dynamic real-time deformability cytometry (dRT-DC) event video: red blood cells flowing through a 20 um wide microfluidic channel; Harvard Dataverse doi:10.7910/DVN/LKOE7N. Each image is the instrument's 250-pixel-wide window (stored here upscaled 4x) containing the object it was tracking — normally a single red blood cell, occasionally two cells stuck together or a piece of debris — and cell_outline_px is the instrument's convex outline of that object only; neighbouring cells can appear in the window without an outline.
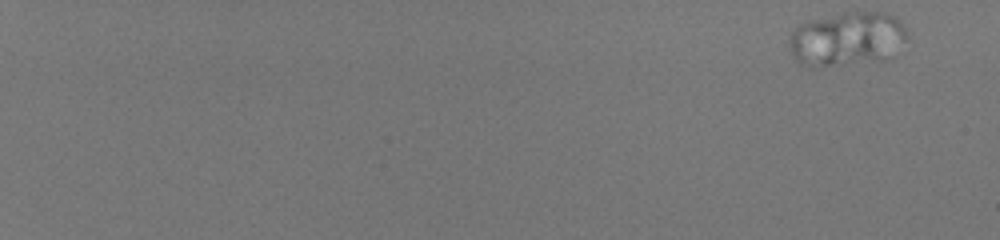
{"species": "human", "species_latin": "Homo sapiens", "temperature_condition": "room temperature", "stored_images_in_passage": 57, "camera_frame_rate_fps": 3000, "um_per_image_px": 0.085, "donor": {"sex": "male"}, "frame": {"image": 1, "passage_image": 1, "time_ms": 0.0, "image_size_px": [1000, 240], "cell_outline_px": [[908, 36], [896, 56], [884, 60], [812, 68], [800, 64], [796, 60], [792, 52], [792, 32], [800, 24], [808, 20], [844, 12], [884, 12], [900, 20]], "centroid_in_image_um": [72.06, 3.33], "position_along_channel_um": 12.9, "area_um2": 37.45}}
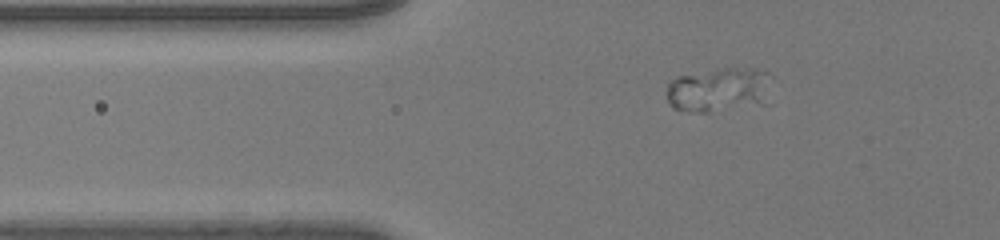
{"frame": {"image": 2, "passage_image": 23, "time_ms": 7.333, "image_size_px": [1000, 240], "cell_outline_px": [[772, 76], [756, 100], [708, 112], [700, 112], [672, 108], [668, 100], [668, 84], [676, 76], [724, 68], [752, 68], [768, 72]], "centroid_in_image_um": [60.91, 7.55], "position_along_channel_um": 64.9, "area_um2": 25.09}}
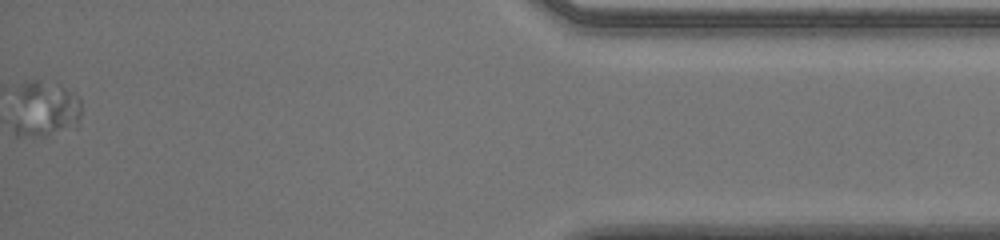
{"frame": {"image": 3, "passage_image": 57, "time_ms": 18.667, "image_size_px": [1000, 240], "cell_outline_px": [[80, 128], [44, 136], [12, 136], [12, 88], [20, 84], [32, 80], [56, 80], [80, 96]], "centroid_in_image_um": [3.76, 9.24], "position_along_channel_um": 431.4, "area_um2": 24.57}}